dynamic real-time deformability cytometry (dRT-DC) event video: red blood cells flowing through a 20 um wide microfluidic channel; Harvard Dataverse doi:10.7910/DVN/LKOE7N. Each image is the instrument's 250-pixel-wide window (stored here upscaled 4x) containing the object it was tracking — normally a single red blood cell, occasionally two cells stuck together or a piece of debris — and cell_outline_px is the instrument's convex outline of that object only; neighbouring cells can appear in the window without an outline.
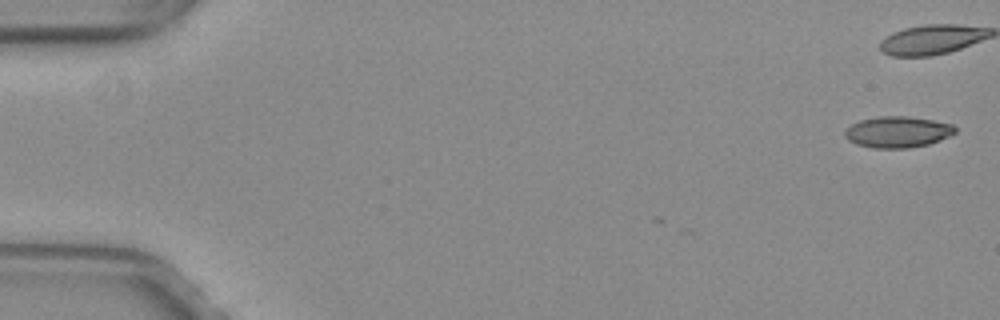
{"species": "common noctule bat (a hibernating species)", "species_latin": "Nyctalus noctula", "temperature_condition": "warm", "stored_images_in_passage": 6, "camera_frame_rate_fps": 3000, "um_per_image_px": 0.085, "animal": {"sex": "female", "body_mass_g": 29.2, "forearm_length_mm": 56.3}, "frame": {"image": 1, "passage_image": 1, "time_ms": 0.0, "image_size_px": [1000, 320], "cell_outline_px": [[956, 132], [940, 140], [928, 144], [908, 148], [872, 148], [856, 144], [848, 140], [844, 136], [844, 132], [852, 124], [860, 120], [876, 116], [908, 116], [932, 120], [952, 124], [956, 128]], "centroid_in_image_um": [76.28, 11.21], "position_along_channel_um": 8.7, "area_um2": 20.06}}